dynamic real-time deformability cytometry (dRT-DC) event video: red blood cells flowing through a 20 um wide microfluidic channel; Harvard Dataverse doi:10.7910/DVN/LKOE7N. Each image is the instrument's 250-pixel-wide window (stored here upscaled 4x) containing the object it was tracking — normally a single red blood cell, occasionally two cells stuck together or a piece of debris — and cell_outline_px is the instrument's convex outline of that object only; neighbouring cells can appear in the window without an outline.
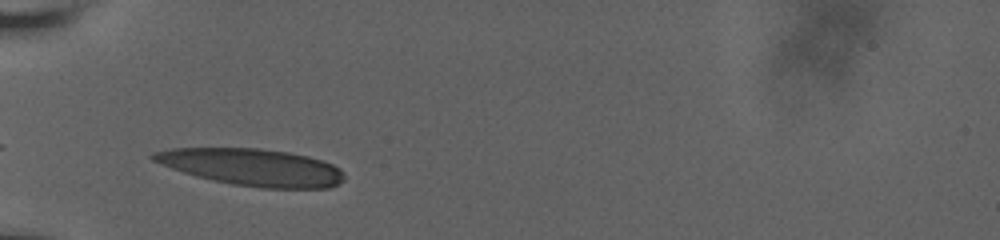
{"species": "human", "species_latin": "Homo sapiens", "temperature_condition": "room temperature", "stored_images_in_passage": 30, "camera_frame_rate_fps": 3000, "um_per_image_px": 0.085, "donor": {"sex": "male"}, "frame": {"image": 1, "passage_image": 1, "time_ms": 0.0, "image_size_px": [1000, 240], "cell_outline_px": [[344, 180], [328, 188], [260, 188], [232, 184], [212, 180], [196, 176], [172, 168], [152, 160], [148, 156], [152, 152], [172, 148], [260, 148], [288, 152], [308, 156], [324, 160], [340, 168], [344, 172]], "centroid_in_image_um": [21.45, 14.2], "position_along_channel_um": 63.6, "area_um2": 41.27}}
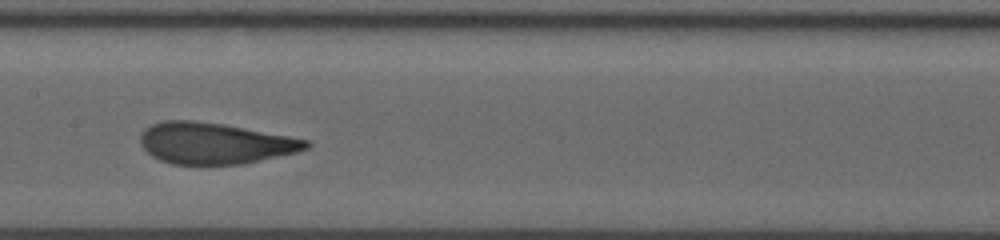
{"frame": {"image": 2, "passage_image": 12, "time_ms": 3.667, "image_size_px": [1000, 240], "cell_outline_px": [[312, 144], [308, 148], [296, 152], [240, 164], [172, 164], [160, 160], [152, 156], [140, 144], [140, 132], [144, 128], [160, 120], [192, 120], [224, 124], [288, 136], [308, 140]], "centroid_in_image_um": [18.2, 12.16], "position_along_channel_um": 189.2, "area_um2": 39.71}}
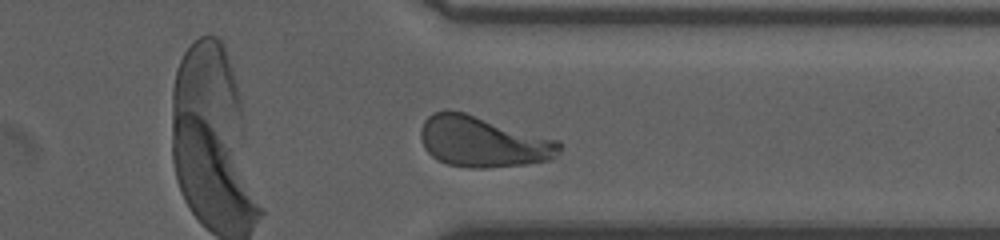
{"frame": {"image": 3, "passage_image": 27, "time_ms": 8.667, "image_size_px": [1000, 240], "cell_outline_px": [[560, 152], [552, 160], [528, 164], [484, 168], [468, 168], [448, 164], [436, 160], [424, 148], [420, 136], [420, 128], [424, 120], [432, 112], [448, 108], [464, 112], [560, 140]], "centroid_in_image_um": [41.03, 12.04], "position_along_channel_um": 370.4, "area_um2": 41.67}, "authors_computed_cell_mechanics": {"area_um2": 39.8242, "velocity_mm_per_s": 3.6346, "shape_relaxation_time_tau1_ms": 4.6085, "shape_relaxation_time_tau2_ms": null, "deformation_change_tau1": 0.184, "deformation_change_tau2": null}}